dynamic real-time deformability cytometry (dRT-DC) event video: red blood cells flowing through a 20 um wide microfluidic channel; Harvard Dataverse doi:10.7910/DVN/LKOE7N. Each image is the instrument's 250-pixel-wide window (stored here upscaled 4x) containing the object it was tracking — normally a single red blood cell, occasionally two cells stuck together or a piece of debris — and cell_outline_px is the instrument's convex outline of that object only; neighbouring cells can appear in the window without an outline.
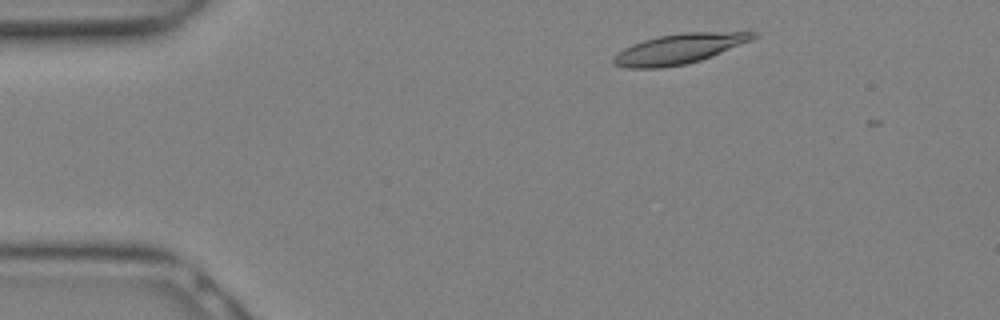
{"species": "Egyptian fruit bat (a non-hibernating species)", "species_latin": "Rousettus aegyptiacus", "temperature_condition": "warm", "stored_images_in_passage": 7, "camera_frame_rate_fps": 3000, "um_per_image_px": 0.085, "animal": {"sex": "female"}, "frame": {"image": 1, "passage_image": 3, "time_ms": 0.667, "image_size_px": [1000, 320], "cell_outline_px": [[760, 36], [752, 40], [700, 60], [684, 64], [660, 68], [624, 68], [616, 64], [612, 60], [612, 56], [624, 48], [632, 44], [644, 40], [660, 36], [684, 32], [756, 32]], "centroid_in_image_um": [57.71, 4.15], "position_along_channel_um": 27.3, "area_um2": 24.16}}